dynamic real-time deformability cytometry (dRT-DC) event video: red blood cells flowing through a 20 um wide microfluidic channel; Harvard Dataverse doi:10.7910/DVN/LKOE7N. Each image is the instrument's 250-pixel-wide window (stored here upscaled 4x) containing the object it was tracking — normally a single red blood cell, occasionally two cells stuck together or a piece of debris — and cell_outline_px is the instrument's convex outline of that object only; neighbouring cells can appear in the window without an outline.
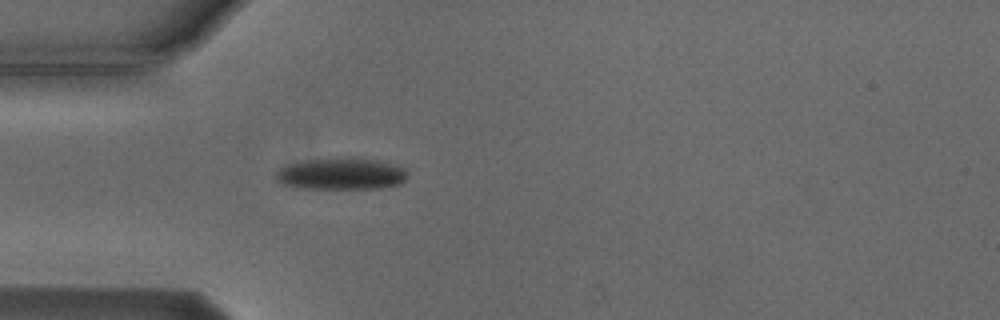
{"species": "Egyptian fruit bat (a non-hibernating species)", "species_latin": "Rousettus aegyptiacus", "temperature_condition": "cold", "stored_images_in_passage": 4, "camera_frame_rate_fps": 3000, "um_per_image_px": 0.085, "animal": {"sex": "male"}, "frame": {"image": 1, "passage_image": 4, "time_ms": 4.667, "image_size_px": [1000, 320], "cell_outline_px": [[404, 180], [400, 184], [380, 188], [304, 188], [284, 184], [276, 180], [276, 172], [280, 168], [288, 164], [308, 160], [376, 160], [404, 168]], "centroid_in_image_um": [28.96, 14.81], "position_along_channel_um": 56.0, "area_um2": 23.06}}